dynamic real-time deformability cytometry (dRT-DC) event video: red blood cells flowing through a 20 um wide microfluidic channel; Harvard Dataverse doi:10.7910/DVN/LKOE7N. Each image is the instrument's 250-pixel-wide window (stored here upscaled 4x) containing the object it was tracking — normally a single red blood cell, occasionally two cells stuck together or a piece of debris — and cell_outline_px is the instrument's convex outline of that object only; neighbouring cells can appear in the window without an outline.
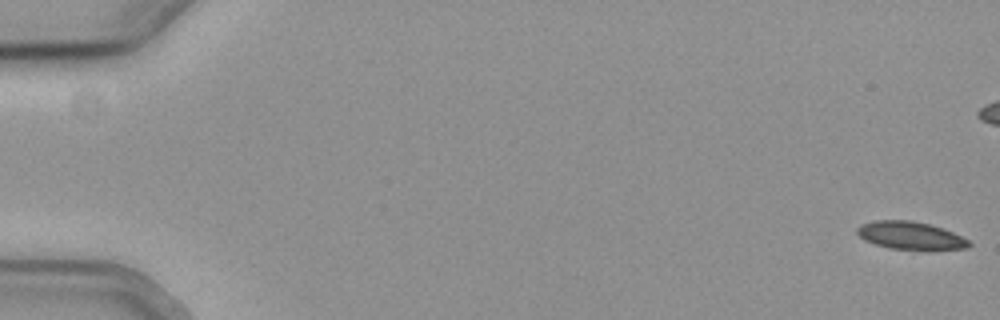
{"species": "common noctule bat (a hibernating species)", "species_latin": "Nyctalus noctula", "temperature_condition": "cold", "stored_images_in_passage": 57, "camera_frame_rate_fps": 3000, "um_per_image_px": 0.085, "animal": {"sex": "female", "body_mass_g": 19.3, "forearm_length_mm": 54.1}, "frame": {"image": 1, "passage_image": 1, "time_ms": 0.0, "image_size_px": [1000, 320], "cell_outline_px": [[972, 244], [968, 248], [932, 252], [924, 252], [888, 248], [864, 240], [856, 232], [856, 228], [860, 224], [876, 220], [912, 220], [944, 228], [968, 240]], "centroid_in_image_um": [77.43, 20.06], "position_along_channel_um": 7.6, "area_um2": 18.9}}
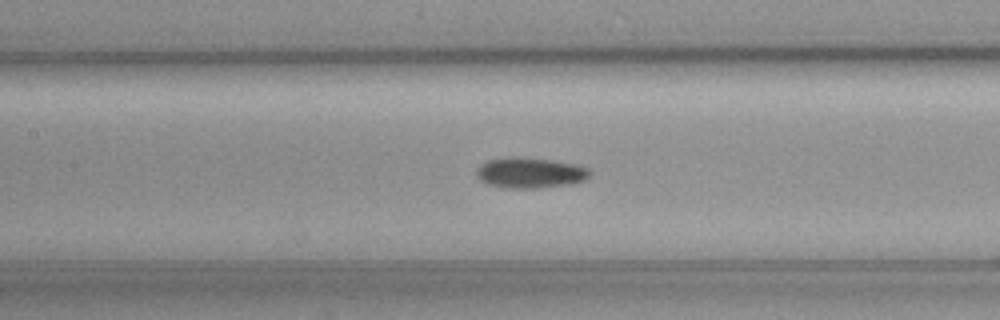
{"frame": {"image": 2, "passage_image": 27, "time_ms": 8.667, "image_size_px": [1000, 320], "cell_outline_px": [[592, 172], [584, 180], [572, 184], [536, 188], [508, 188], [488, 184], [480, 180], [476, 176], [476, 168], [480, 164], [488, 160], [556, 160], [580, 164], [588, 168]], "centroid_in_image_um": [45.13, 14.73], "position_along_channel_um": 162.3, "area_um2": 19.54}}
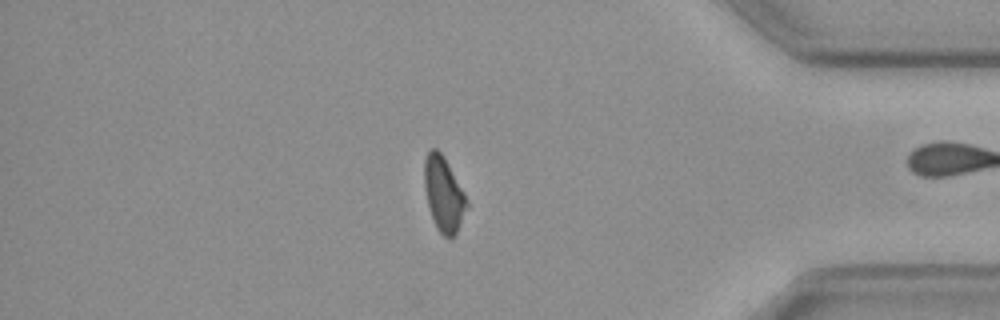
{"frame": {"image": 3, "passage_image": 48, "time_ms": 15.667, "image_size_px": [1000, 320], "cell_outline_px": [[468, 208], [456, 236], [452, 240], [444, 236], [436, 228], [428, 204], [424, 188], [424, 160], [428, 152], [432, 148], [436, 148], [444, 156], [464, 192], [468, 204]], "centroid_in_image_um": [37.73, 16.54], "position_along_channel_um": 397.5, "area_um2": 18.67}}